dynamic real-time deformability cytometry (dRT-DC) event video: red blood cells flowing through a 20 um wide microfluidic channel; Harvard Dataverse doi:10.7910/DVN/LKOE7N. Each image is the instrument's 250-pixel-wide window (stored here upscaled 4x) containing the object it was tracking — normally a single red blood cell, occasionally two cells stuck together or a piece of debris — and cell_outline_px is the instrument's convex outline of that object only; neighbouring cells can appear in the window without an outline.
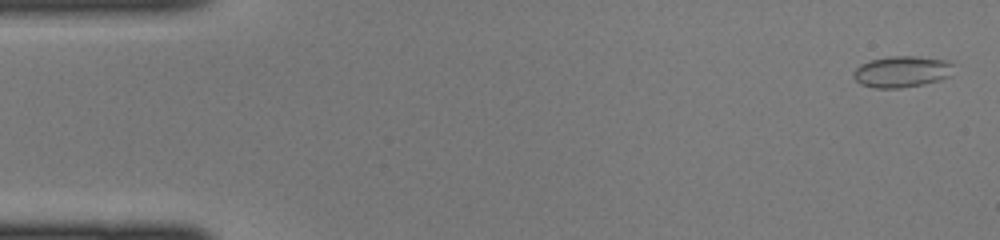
{"species": "common noctule bat (a hibernating species)", "species_latin": "Nyctalus noctula", "temperature_condition": "cold", "stored_images_in_passage": 44, "camera_frame_rate_fps": 3000, "um_per_image_px": 0.085, "animal": {"sex": "female", "body_mass_g": 22.0, "forearm_length_mm": 56.7}, "frame": {"image": 1, "passage_image": 1, "time_ms": 0.0, "image_size_px": [1000, 240], "cell_outline_px": [[952, 64], [948, 76], [940, 80], [900, 88], [876, 88], [860, 84], [852, 76], [852, 72], [860, 64], [872, 60], [888, 56], [916, 56], [948, 60]], "centroid_in_image_um": [76.6, 6.08], "position_along_channel_um": 8.4, "area_um2": 18.09}}
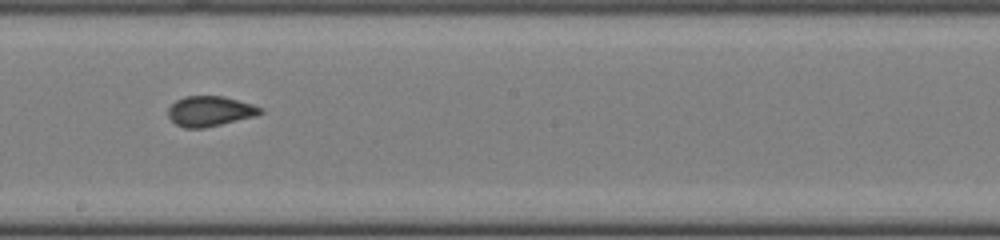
{"frame": {"image": 2, "passage_image": 24, "time_ms": 7.667, "image_size_px": [1000, 240], "cell_outline_px": [[264, 112], [256, 116], [204, 128], [184, 128], [176, 124], [168, 116], [168, 108], [176, 100], [184, 96], [224, 96], [252, 104], [264, 108]], "centroid_in_image_um": [17.86, 9.45], "position_along_channel_um": 230.3, "area_um2": 16.3}}
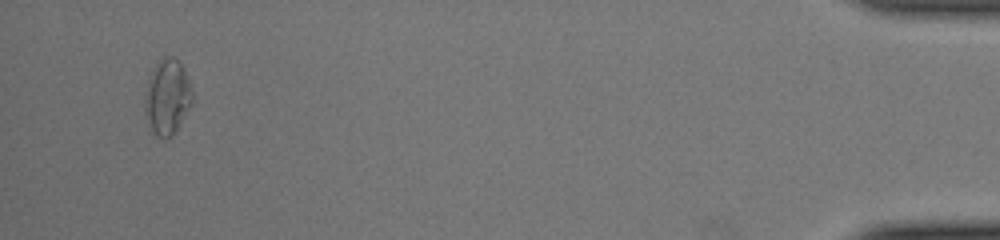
{"frame": {"image": 3, "passage_image": 42, "time_ms": 13.667, "image_size_px": [1000, 240], "cell_outline_px": [[192, 104], [172, 136], [164, 140], [156, 136], [148, 128], [144, 112], [144, 104], [148, 80], [156, 64], [164, 56], [172, 56], [180, 60], [184, 68], [192, 92]], "centroid_in_image_um": [14.2, 8.28], "position_along_channel_um": 421.0, "area_um2": 21.04}}